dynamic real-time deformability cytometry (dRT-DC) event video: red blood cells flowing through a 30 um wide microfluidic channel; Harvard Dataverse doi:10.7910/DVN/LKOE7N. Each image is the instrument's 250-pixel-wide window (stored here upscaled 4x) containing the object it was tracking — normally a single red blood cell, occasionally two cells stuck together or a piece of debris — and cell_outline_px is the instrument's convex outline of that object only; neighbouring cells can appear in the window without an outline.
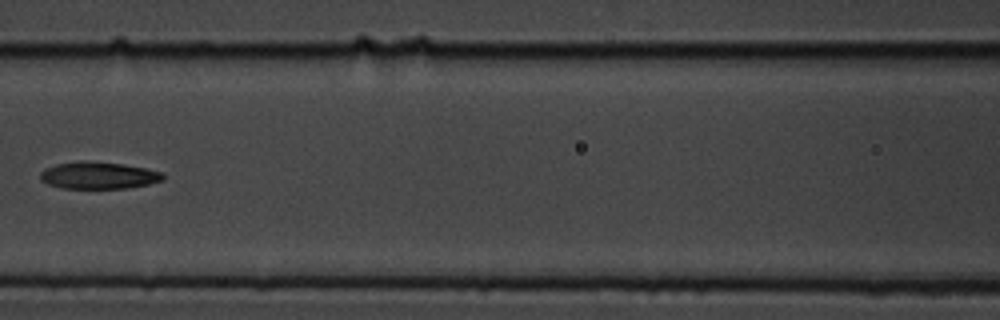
{"species": "common noctule bat (a hibernating species)", "species_latin": "Nyctalus noctula", "temperature_condition": "cold", "stored_images_in_passage": 15, "camera_frame_rate_fps": 3000, "um_per_image_px": 0.085, "animal": {"sex": "male", "body_mass_g": 19.5, "forearm_length_mm": 54.6}, "frame": {"image": 1, "passage_image": 7, "time_ms": 2.0, "image_size_px": [1000, 320], "cell_outline_px": [[164, 180], [148, 184], [128, 188], [64, 188], [48, 184], [40, 180], [40, 172], [44, 168], [56, 164], [76, 160], [84, 160], [124, 164], [144, 168], [160, 172], [164, 176]], "centroid_in_image_um": [8.33, 14.89], "position_along_channel_um": 158.3, "area_um2": 19.42}}
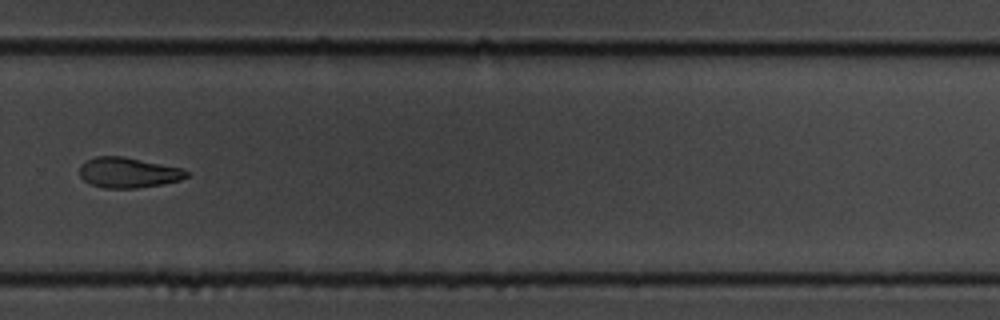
{"frame": {"image": 2, "passage_image": 11, "time_ms": 3.333, "image_size_px": [1000, 320], "cell_outline_px": [[188, 176], [180, 180], [160, 184], [136, 188], [104, 188], [92, 184], [84, 180], [80, 176], [80, 164], [84, 160], [96, 156], [124, 156], [180, 168], [188, 172]], "centroid_in_image_um": [10.85, 14.66], "position_along_channel_um": 319.0, "area_um2": 18.79}}
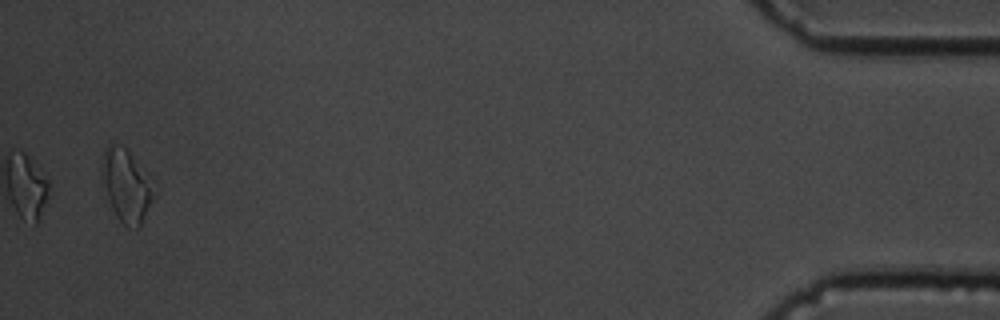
{"frame": {"image": 3, "passage_image": 15, "time_ms": 4.667, "image_size_px": [1000, 320], "cell_outline_px": [[156, 192], [140, 228], [128, 228], [116, 216], [100, 176], [100, 172], [104, 148], [108, 144], [116, 144], [128, 148], [152, 176], [156, 184]], "centroid_in_image_um": [10.79, 15.72], "position_along_channel_um": 424.4, "area_um2": 22.83}}